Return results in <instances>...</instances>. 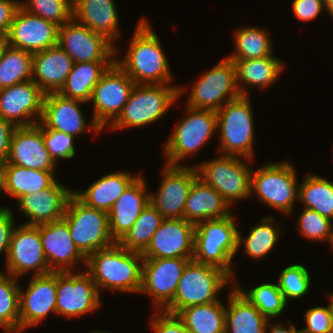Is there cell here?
Masks as SVG:
<instances>
[{"label": "cell", "instance_id": "obj_1", "mask_svg": "<svg viewBox=\"0 0 333 333\" xmlns=\"http://www.w3.org/2000/svg\"><path fill=\"white\" fill-rule=\"evenodd\" d=\"M160 38L146 18L138 21L129 49L119 67L135 84H169L173 78Z\"/></svg>", "mask_w": 333, "mask_h": 333}, {"label": "cell", "instance_id": "obj_2", "mask_svg": "<svg viewBox=\"0 0 333 333\" xmlns=\"http://www.w3.org/2000/svg\"><path fill=\"white\" fill-rule=\"evenodd\" d=\"M143 260L142 253L129 251L116 242L89 255L86 267L99 293L103 288L139 293Z\"/></svg>", "mask_w": 333, "mask_h": 333}, {"label": "cell", "instance_id": "obj_3", "mask_svg": "<svg viewBox=\"0 0 333 333\" xmlns=\"http://www.w3.org/2000/svg\"><path fill=\"white\" fill-rule=\"evenodd\" d=\"M238 229L233 214L195 225L193 260L221 268L234 279L232 259L238 251Z\"/></svg>", "mask_w": 333, "mask_h": 333}, {"label": "cell", "instance_id": "obj_4", "mask_svg": "<svg viewBox=\"0 0 333 333\" xmlns=\"http://www.w3.org/2000/svg\"><path fill=\"white\" fill-rule=\"evenodd\" d=\"M183 91L169 84H135L122 113L108 127L113 130L154 123L166 114Z\"/></svg>", "mask_w": 333, "mask_h": 333}, {"label": "cell", "instance_id": "obj_5", "mask_svg": "<svg viewBox=\"0 0 333 333\" xmlns=\"http://www.w3.org/2000/svg\"><path fill=\"white\" fill-rule=\"evenodd\" d=\"M231 279L221 268L192 259L183 270L173 301L163 311L176 315L185 307L218 301L219 292Z\"/></svg>", "mask_w": 333, "mask_h": 333}, {"label": "cell", "instance_id": "obj_6", "mask_svg": "<svg viewBox=\"0 0 333 333\" xmlns=\"http://www.w3.org/2000/svg\"><path fill=\"white\" fill-rule=\"evenodd\" d=\"M249 95L225 103L217 113L222 155L241 156L251 161L254 152V117Z\"/></svg>", "mask_w": 333, "mask_h": 333}, {"label": "cell", "instance_id": "obj_7", "mask_svg": "<svg viewBox=\"0 0 333 333\" xmlns=\"http://www.w3.org/2000/svg\"><path fill=\"white\" fill-rule=\"evenodd\" d=\"M63 218L73 242L86 258L116 243L110 234L108 213L87 206L74 193L67 202Z\"/></svg>", "mask_w": 333, "mask_h": 333}, {"label": "cell", "instance_id": "obj_8", "mask_svg": "<svg viewBox=\"0 0 333 333\" xmlns=\"http://www.w3.org/2000/svg\"><path fill=\"white\" fill-rule=\"evenodd\" d=\"M187 115L164 144L167 165L181 166L180 160L197 153L217 131V113L186 107ZM179 163V164H178Z\"/></svg>", "mask_w": 333, "mask_h": 333}, {"label": "cell", "instance_id": "obj_9", "mask_svg": "<svg viewBox=\"0 0 333 333\" xmlns=\"http://www.w3.org/2000/svg\"><path fill=\"white\" fill-rule=\"evenodd\" d=\"M296 177L289 162L264 165L251 172V195L254 191L265 205L291 215L299 194Z\"/></svg>", "mask_w": 333, "mask_h": 333}, {"label": "cell", "instance_id": "obj_10", "mask_svg": "<svg viewBox=\"0 0 333 333\" xmlns=\"http://www.w3.org/2000/svg\"><path fill=\"white\" fill-rule=\"evenodd\" d=\"M240 158L223 154L195 166L198 177L217 190L230 206L234 201L251 195L252 169Z\"/></svg>", "mask_w": 333, "mask_h": 333}, {"label": "cell", "instance_id": "obj_11", "mask_svg": "<svg viewBox=\"0 0 333 333\" xmlns=\"http://www.w3.org/2000/svg\"><path fill=\"white\" fill-rule=\"evenodd\" d=\"M239 96L235 66L226 57L195 83L188 96L187 106L217 112L225 103Z\"/></svg>", "mask_w": 333, "mask_h": 333}, {"label": "cell", "instance_id": "obj_12", "mask_svg": "<svg viewBox=\"0 0 333 333\" xmlns=\"http://www.w3.org/2000/svg\"><path fill=\"white\" fill-rule=\"evenodd\" d=\"M134 86L135 82L116 62L102 75L90 99L94 106L92 119L102 130L122 113Z\"/></svg>", "mask_w": 333, "mask_h": 333}, {"label": "cell", "instance_id": "obj_13", "mask_svg": "<svg viewBox=\"0 0 333 333\" xmlns=\"http://www.w3.org/2000/svg\"><path fill=\"white\" fill-rule=\"evenodd\" d=\"M56 293V314L67 318L95 311L101 304L100 293L87 271L56 272Z\"/></svg>", "mask_w": 333, "mask_h": 333}, {"label": "cell", "instance_id": "obj_14", "mask_svg": "<svg viewBox=\"0 0 333 333\" xmlns=\"http://www.w3.org/2000/svg\"><path fill=\"white\" fill-rule=\"evenodd\" d=\"M57 44L72 57L74 63L116 61L114 55L117 50L113 42L74 18L59 27Z\"/></svg>", "mask_w": 333, "mask_h": 333}, {"label": "cell", "instance_id": "obj_15", "mask_svg": "<svg viewBox=\"0 0 333 333\" xmlns=\"http://www.w3.org/2000/svg\"><path fill=\"white\" fill-rule=\"evenodd\" d=\"M192 259H144L139 293L151 295L156 310L163 311L173 301L183 270Z\"/></svg>", "mask_w": 333, "mask_h": 333}, {"label": "cell", "instance_id": "obj_16", "mask_svg": "<svg viewBox=\"0 0 333 333\" xmlns=\"http://www.w3.org/2000/svg\"><path fill=\"white\" fill-rule=\"evenodd\" d=\"M5 264L6 273L16 278L27 271H34L35 276L52 272L43 251L39 225L15 227Z\"/></svg>", "mask_w": 333, "mask_h": 333}, {"label": "cell", "instance_id": "obj_17", "mask_svg": "<svg viewBox=\"0 0 333 333\" xmlns=\"http://www.w3.org/2000/svg\"><path fill=\"white\" fill-rule=\"evenodd\" d=\"M45 94L33 80L0 89V116L15 127L37 124Z\"/></svg>", "mask_w": 333, "mask_h": 333}, {"label": "cell", "instance_id": "obj_18", "mask_svg": "<svg viewBox=\"0 0 333 333\" xmlns=\"http://www.w3.org/2000/svg\"><path fill=\"white\" fill-rule=\"evenodd\" d=\"M158 192L150 202L164 219H182L190 187L198 177L196 167L165 165Z\"/></svg>", "mask_w": 333, "mask_h": 333}, {"label": "cell", "instance_id": "obj_19", "mask_svg": "<svg viewBox=\"0 0 333 333\" xmlns=\"http://www.w3.org/2000/svg\"><path fill=\"white\" fill-rule=\"evenodd\" d=\"M195 225L182 219H163L142 253L144 259L193 258Z\"/></svg>", "mask_w": 333, "mask_h": 333}, {"label": "cell", "instance_id": "obj_20", "mask_svg": "<svg viewBox=\"0 0 333 333\" xmlns=\"http://www.w3.org/2000/svg\"><path fill=\"white\" fill-rule=\"evenodd\" d=\"M58 25L18 8L7 33V45L36 53L57 45Z\"/></svg>", "mask_w": 333, "mask_h": 333}, {"label": "cell", "instance_id": "obj_21", "mask_svg": "<svg viewBox=\"0 0 333 333\" xmlns=\"http://www.w3.org/2000/svg\"><path fill=\"white\" fill-rule=\"evenodd\" d=\"M81 100L66 98L58 92L46 93L40 122L42 127L53 129L76 137L85 130L100 132L101 127L92 119L90 123L84 118ZM86 120V121H85Z\"/></svg>", "mask_w": 333, "mask_h": 333}, {"label": "cell", "instance_id": "obj_22", "mask_svg": "<svg viewBox=\"0 0 333 333\" xmlns=\"http://www.w3.org/2000/svg\"><path fill=\"white\" fill-rule=\"evenodd\" d=\"M56 299V272L33 275L27 290L20 287L19 333L41 323L51 312L56 313Z\"/></svg>", "mask_w": 333, "mask_h": 333}, {"label": "cell", "instance_id": "obj_23", "mask_svg": "<svg viewBox=\"0 0 333 333\" xmlns=\"http://www.w3.org/2000/svg\"><path fill=\"white\" fill-rule=\"evenodd\" d=\"M56 163L45 147L42 126L39 123L15 127L6 164L35 170L55 171Z\"/></svg>", "mask_w": 333, "mask_h": 333}, {"label": "cell", "instance_id": "obj_24", "mask_svg": "<svg viewBox=\"0 0 333 333\" xmlns=\"http://www.w3.org/2000/svg\"><path fill=\"white\" fill-rule=\"evenodd\" d=\"M43 251L52 272H71L72 266L86 257L72 240L67 221L62 218L39 225Z\"/></svg>", "mask_w": 333, "mask_h": 333}, {"label": "cell", "instance_id": "obj_25", "mask_svg": "<svg viewBox=\"0 0 333 333\" xmlns=\"http://www.w3.org/2000/svg\"><path fill=\"white\" fill-rule=\"evenodd\" d=\"M72 194L71 189L55 181L46 189L20 197L17 205L28 219L23 224L38 226L62 219Z\"/></svg>", "mask_w": 333, "mask_h": 333}, {"label": "cell", "instance_id": "obj_26", "mask_svg": "<svg viewBox=\"0 0 333 333\" xmlns=\"http://www.w3.org/2000/svg\"><path fill=\"white\" fill-rule=\"evenodd\" d=\"M143 177L139 175L115 201L108 212L112 239L119 242L130 230L143 209L150 202Z\"/></svg>", "mask_w": 333, "mask_h": 333}, {"label": "cell", "instance_id": "obj_27", "mask_svg": "<svg viewBox=\"0 0 333 333\" xmlns=\"http://www.w3.org/2000/svg\"><path fill=\"white\" fill-rule=\"evenodd\" d=\"M72 57L58 44L33 53L32 80L45 92H58L73 67Z\"/></svg>", "mask_w": 333, "mask_h": 333}, {"label": "cell", "instance_id": "obj_28", "mask_svg": "<svg viewBox=\"0 0 333 333\" xmlns=\"http://www.w3.org/2000/svg\"><path fill=\"white\" fill-rule=\"evenodd\" d=\"M229 206L217 190L197 177L190 187L183 218L194 225L206 220L221 219L231 215Z\"/></svg>", "mask_w": 333, "mask_h": 333}, {"label": "cell", "instance_id": "obj_29", "mask_svg": "<svg viewBox=\"0 0 333 333\" xmlns=\"http://www.w3.org/2000/svg\"><path fill=\"white\" fill-rule=\"evenodd\" d=\"M117 12L114 0H73V18L114 44L120 36Z\"/></svg>", "mask_w": 333, "mask_h": 333}, {"label": "cell", "instance_id": "obj_30", "mask_svg": "<svg viewBox=\"0 0 333 333\" xmlns=\"http://www.w3.org/2000/svg\"><path fill=\"white\" fill-rule=\"evenodd\" d=\"M227 299L225 333H266L268 324H271L270 320L235 286Z\"/></svg>", "mask_w": 333, "mask_h": 333}, {"label": "cell", "instance_id": "obj_31", "mask_svg": "<svg viewBox=\"0 0 333 333\" xmlns=\"http://www.w3.org/2000/svg\"><path fill=\"white\" fill-rule=\"evenodd\" d=\"M139 175L128 172H116L102 176L92 183L88 189L73 193L87 206L109 212L115 201Z\"/></svg>", "mask_w": 333, "mask_h": 333}, {"label": "cell", "instance_id": "obj_32", "mask_svg": "<svg viewBox=\"0 0 333 333\" xmlns=\"http://www.w3.org/2000/svg\"><path fill=\"white\" fill-rule=\"evenodd\" d=\"M233 61L236 70V82L241 95L248 96L245 85L258 86L260 89H266L280 78L284 71L283 62L267 56L265 58L254 59H230Z\"/></svg>", "mask_w": 333, "mask_h": 333}, {"label": "cell", "instance_id": "obj_33", "mask_svg": "<svg viewBox=\"0 0 333 333\" xmlns=\"http://www.w3.org/2000/svg\"><path fill=\"white\" fill-rule=\"evenodd\" d=\"M115 61L74 63L64 85L58 93L66 98L90 102L94 87Z\"/></svg>", "mask_w": 333, "mask_h": 333}, {"label": "cell", "instance_id": "obj_34", "mask_svg": "<svg viewBox=\"0 0 333 333\" xmlns=\"http://www.w3.org/2000/svg\"><path fill=\"white\" fill-rule=\"evenodd\" d=\"M225 312V305L218 300L185 307L176 316L191 333H225Z\"/></svg>", "mask_w": 333, "mask_h": 333}, {"label": "cell", "instance_id": "obj_35", "mask_svg": "<svg viewBox=\"0 0 333 333\" xmlns=\"http://www.w3.org/2000/svg\"><path fill=\"white\" fill-rule=\"evenodd\" d=\"M55 171L29 169L14 164H6V194L17 200L50 187L56 179Z\"/></svg>", "mask_w": 333, "mask_h": 333}, {"label": "cell", "instance_id": "obj_36", "mask_svg": "<svg viewBox=\"0 0 333 333\" xmlns=\"http://www.w3.org/2000/svg\"><path fill=\"white\" fill-rule=\"evenodd\" d=\"M298 200L303 207L333 220V182L321 176L307 174L298 186Z\"/></svg>", "mask_w": 333, "mask_h": 333}, {"label": "cell", "instance_id": "obj_37", "mask_svg": "<svg viewBox=\"0 0 333 333\" xmlns=\"http://www.w3.org/2000/svg\"><path fill=\"white\" fill-rule=\"evenodd\" d=\"M163 219L160 212L149 202L118 243L129 251L143 253Z\"/></svg>", "mask_w": 333, "mask_h": 333}, {"label": "cell", "instance_id": "obj_38", "mask_svg": "<svg viewBox=\"0 0 333 333\" xmlns=\"http://www.w3.org/2000/svg\"><path fill=\"white\" fill-rule=\"evenodd\" d=\"M33 54L7 45L0 57V89L32 80Z\"/></svg>", "mask_w": 333, "mask_h": 333}, {"label": "cell", "instance_id": "obj_39", "mask_svg": "<svg viewBox=\"0 0 333 333\" xmlns=\"http://www.w3.org/2000/svg\"><path fill=\"white\" fill-rule=\"evenodd\" d=\"M235 52L228 59H254L273 56V47L267 31L259 27H243L234 35Z\"/></svg>", "mask_w": 333, "mask_h": 333}, {"label": "cell", "instance_id": "obj_40", "mask_svg": "<svg viewBox=\"0 0 333 333\" xmlns=\"http://www.w3.org/2000/svg\"><path fill=\"white\" fill-rule=\"evenodd\" d=\"M273 220L274 216H264L260 223L252 227L249 235L244 238L238 231V249L244 245L245 254L254 260L261 259L265 257L266 254L268 255L279 240V235L282 233L278 231V227H275Z\"/></svg>", "mask_w": 333, "mask_h": 333}, {"label": "cell", "instance_id": "obj_41", "mask_svg": "<svg viewBox=\"0 0 333 333\" xmlns=\"http://www.w3.org/2000/svg\"><path fill=\"white\" fill-rule=\"evenodd\" d=\"M17 278L0 271V327L19 333V295Z\"/></svg>", "mask_w": 333, "mask_h": 333}, {"label": "cell", "instance_id": "obj_42", "mask_svg": "<svg viewBox=\"0 0 333 333\" xmlns=\"http://www.w3.org/2000/svg\"><path fill=\"white\" fill-rule=\"evenodd\" d=\"M234 286L269 320L281 315L286 308L287 302L277 283H263L249 291Z\"/></svg>", "mask_w": 333, "mask_h": 333}, {"label": "cell", "instance_id": "obj_43", "mask_svg": "<svg viewBox=\"0 0 333 333\" xmlns=\"http://www.w3.org/2000/svg\"><path fill=\"white\" fill-rule=\"evenodd\" d=\"M19 6L24 11L58 26L73 18V0H28L19 2Z\"/></svg>", "mask_w": 333, "mask_h": 333}, {"label": "cell", "instance_id": "obj_44", "mask_svg": "<svg viewBox=\"0 0 333 333\" xmlns=\"http://www.w3.org/2000/svg\"><path fill=\"white\" fill-rule=\"evenodd\" d=\"M285 301L302 298L311 286L309 271L301 264H292L282 270L277 282Z\"/></svg>", "mask_w": 333, "mask_h": 333}, {"label": "cell", "instance_id": "obj_45", "mask_svg": "<svg viewBox=\"0 0 333 333\" xmlns=\"http://www.w3.org/2000/svg\"><path fill=\"white\" fill-rule=\"evenodd\" d=\"M298 233L309 240L329 241L333 221L318 212L304 208L297 221Z\"/></svg>", "mask_w": 333, "mask_h": 333}, {"label": "cell", "instance_id": "obj_46", "mask_svg": "<svg viewBox=\"0 0 333 333\" xmlns=\"http://www.w3.org/2000/svg\"><path fill=\"white\" fill-rule=\"evenodd\" d=\"M42 133L45 147L55 162L57 158L71 159L75 156L74 136L44 127Z\"/></svg>", "mask_w": 333, "mask_h": 333}, {"label": "cell", "instance_id": "obj_47", "mask_svg": "<svg viewBox=\"0 0 333 333\" xmlns=\"http://www.w3.org/2000/svg\"><path fill=\"white\" fill-rule=\"evenodd\" d=\"M327 296V307H311L304 313L306 327L303 330L307 333H331V293Z\"/></svg>", "mask_w": 333, "mask_h": 333}, {"label": "cell", "instance_id": "obj_48", "mask_svg": "<svg viewBox=\"0 0 333 333\" xmlns=\"http://www.w3.org/2000/svg\"><path fill=\"white\" fill-rule=\"evenodd\" d=\"M155 317L151 319V328L154 333H191L182 321L174 314L155 310Z\"/></svg>", "mask_w": 333, "mask_h": 333}, {"label": "cell", "instance_id": "obj_49", "mask_svg": "<svg viewBox=\"0 0 333 333\" xmlns=\"http://www.w3.org/2000/svg\"><path fill=\"white\" fill-rule=\"evenodd\" d=\"M292 9L297 19L302 21L314 20L323 10V0H293Z\"/></svg>", "mask_w": 333, "mask_h": 333}, {"label": "cell", "instance_id": "obj_50", "mask_svg": "<svg viewBox=\"0 0 333 333\" xmlns=\"http://www.w3.org/2000/svg\"><path fill=\"white\" fill-rule=\"evenodd\" d=\"M13 213L10 208L0 209V255L5 253L7 259L10 242L15 229Z\"/></svg>", "mask_w": 333, "mask_h": 333}, {"label": "cell", "instance_id": "obj_51", "mask_svg": "<svg viewBox=\"0 0 333 333\" xmlns=\"http://www.w3.org/2000/svg\"><path fill=\"white\" fill-rule=\"evenodd\" d=\"M20 0H0V34L7 35Z\"/></svg>", "mask_w": 333, "mask_h": 333}, {"label": "cell", "instance_id": "obj_52", "mask_svg": "<svg viewBox=\"0 0 333 333\" xmlns=\"http://www.w3.org/2000/svg\"><path fill=\"white\" fill-rule=\"evenodd\" d=\"M15 126L0 116V162H6L10 151V140Z\"/></svg>", "mask_w": 333, "mask_h": 333}, {"label": "cell", "instance_id": "obj_53", "mask_svg": "<svg viewBox=\"0 0 333 333\" xmlns=\"http://www.w3.org/2000/svg\"><path fill=\"white\" fill-rule=\"evenodd\" d=\"M296 327L294 324H289V326L283 327L282 322L272 324L268 333H294Z\"/></svg>", "mask_w": 333, "mask_h": 333}, {"label": "cell", "instance_id": "obj_54", "mask_svg": "<svg viewBox=\"0 0 333 333\" xmlns=\"http://www.w3.org/2000/svg\"><path fill=\"white\" fill-rule=\"evenodd\" d=\"M6 192V162H0V192ZM6 207H0V209Z\"/></svg>", "mask_w": 333, "mask_h": 333}, {"label": "cell", "instance_id": "obj_55", "mask_svg": "<svg viewBox=\"0 0 333 333\" xmlns=\"http://www.w3.org/2000/svg\"><path fill=\"white\" fill-rule=\"evenodd\" d=\"M324 8L329 12L331 17L333 18V0H323Z\"/></svg>", "mask_w": 333, "mask_h": 333}, {"label": "cell", "instance_id": "obj_56", "mask_svg": "<svg viewBox=\"0 0 333 333\" xmlns=\"http://www.w3.org/2000/svg\"><path fill=\"white\" fill-rule=\"evenodd\" d=\"M6 46H7V35L0 34V57Z\"/></svg>", "mask_w": 333, "mask_h": 333}, {"label": "cell", "instance_id": "obj_57", "mask_svg": "<svg viewBox=\"0 0 333 333\" xmlns=\"http://www.w3.org/2000/svg\"><path fill=\"white\" fill-rule=\"evenodd\" d=\"M331 333H333V293H331Z\"/></svg>", "mask_w": 333, "mask_h": 333}, {"label": "cell", "instance_id": "obj_58", "mask_svg": "<svg viewBox=\"0 0 333 333\" xmlns=\"http://www.w3.org/2000/svg\"><path fill=\"white\" fill-rule=\"evenodd\" d=\"M328 242L330 243L331 247L333 248V227H332L331 235H330V238H329Z\"/></svg>", "mask_w": 333, "mask_h": 333}, {"label": "cell", "instance_id": "obj_59", "mask_svg": "<svg viewBox=\"0 0 333 333\" xmlns=\"http://www.w3.org/2000/svg\"><path fill=\"white\" fill-rule=\"evenodd\" d=\"M294 333H307L306 331H304L303 329L298 330L297 328L295 329Z\"/></svg>", "mask_w": 333, "mask_h": 333}, {"label": "cell", "instance_id": "obj_60", "mask_svg": "<svg viewBox=\"0 0 333 333\" xmlns=\"http://www.w3.org/2000/svg\"><path fill=\"white\" fill-rule=\"evenodd\" d=\"M92 333H109L107 331H92Z\"/></svg>", "mask_w": 333, "mask_h": 333}]
</instances>
